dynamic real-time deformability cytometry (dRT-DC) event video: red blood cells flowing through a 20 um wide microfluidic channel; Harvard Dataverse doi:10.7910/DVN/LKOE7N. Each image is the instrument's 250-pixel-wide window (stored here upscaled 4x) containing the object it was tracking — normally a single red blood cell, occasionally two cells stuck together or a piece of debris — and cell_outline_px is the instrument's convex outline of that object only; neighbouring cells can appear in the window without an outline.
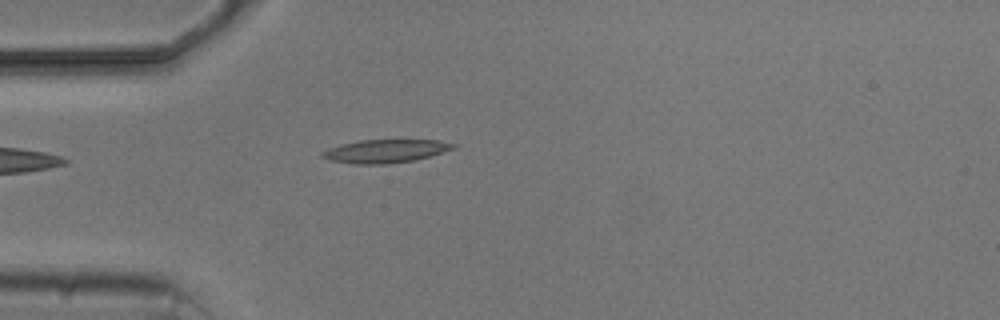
{"species": "common noctule bat (a hibernating species)", "species_latin": "Nyctalus noctula", "temperature_condition": "cold", "stored_images_in_passage": 5, "camera_frame_rate_fps": 3000, "um_per_image_px": 0.085, "animal": {"sex": "male", "body_mass_g": 20.5, "forearm_length_mm": 52.5}, "frame": {"image": 1, "passage_image": 5, "time_ms": 4.667, "image_size_px": [1000, 320], "cell_outline_px": [[460, 144], [456, 148], [444, 152], [416, 160], [388, 164], [352, 164], [332, 160], [320, 156], [320, 152], [328, 148], [340, 144], [360, 140], [440, 140]], "centroid_in_image_um": [32.8, 12.84], "position_along_channel_um": 52.2, "area_um2": 18.03}}